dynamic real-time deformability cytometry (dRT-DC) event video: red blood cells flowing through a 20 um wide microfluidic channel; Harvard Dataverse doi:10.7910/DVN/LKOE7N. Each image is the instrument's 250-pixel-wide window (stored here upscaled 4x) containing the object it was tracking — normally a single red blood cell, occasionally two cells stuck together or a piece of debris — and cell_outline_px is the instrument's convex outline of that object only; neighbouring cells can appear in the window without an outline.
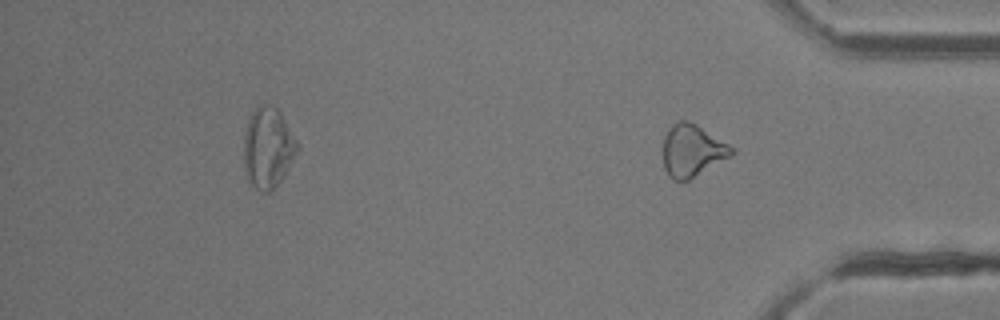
{"species": "common noctule bat (a hibernating species)", "species_latin": "Nyctalus noctula", "temperature_condition": "room temperature", "stored_images_in_passage": 26, "segment_of_instrument_passage": [2, 2], "camera_frame_rate_fps": 3000, "um_per_image_px": 0.085, "animal": {"sex": "female"}, "frame": {"image": 1, "passage_image": 26, "time_ms": 8.333, "image_size_px": [1000, 320], "cell_outline_px": [[736, 152], [732, 156], [688, 180], [672, 180], [668, 176], [664, 168], [660, 152], [664, 136], [668, 128], [676, 120], [688, 120], [696, 124], [736, 148]], "centroid_in_image_um": [58.8, 12.79], "position_along_channel_um": 376.4, "area_um2": 21.5}}